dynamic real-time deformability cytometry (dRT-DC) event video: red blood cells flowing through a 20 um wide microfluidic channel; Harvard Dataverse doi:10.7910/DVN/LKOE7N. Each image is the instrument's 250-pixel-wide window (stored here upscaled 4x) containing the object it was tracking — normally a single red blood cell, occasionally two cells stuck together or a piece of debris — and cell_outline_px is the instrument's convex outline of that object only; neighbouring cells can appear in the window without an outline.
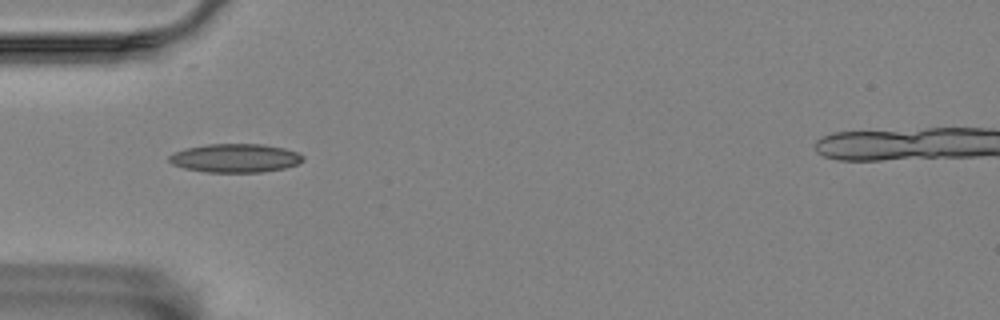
{"species": "Egyptian fruit bat (a non-hibernating species)", "species_latin": "Rousettus aegyptiacus", "temperature_condition": "room temperature", "stored_images_in_passage": 5, "camera_frame_rate_fps": 3000, "um_per_image_px": 0.085, "animal": {"sex": "female"}, "frame": {"image": 1, "passage_image": 1, "time_ms": 0.0, "image_size_px": [1000, 320], "cell_outline_px": [[304, 160], [296, 164], [284, 168], [260, 172], [208, 172], [184, 168], [172, 164], [168, 160], [168, 156], [172, 152], [188, 148], [208, 144], [264, 144], [284, 148], [296, 152], [304, 156]], "centroid_in_image_um": [19.98, 13.43], "position_along_channel_um": 65.0, "area_um2": 22.25}}
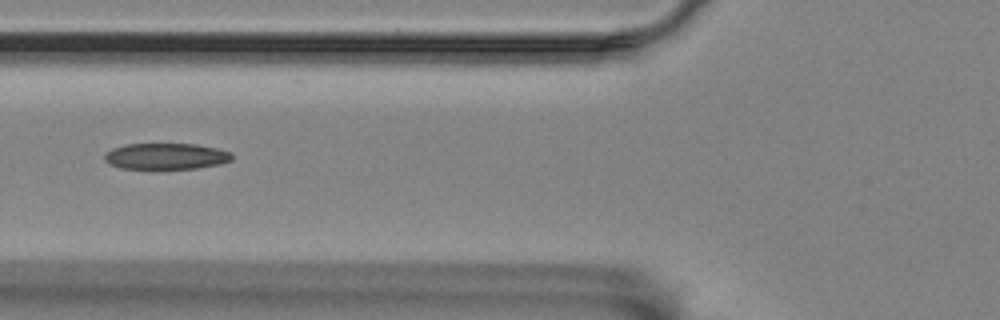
{"frame": {"image": 2, "passage_image": 2, "time_ms": 1.333, "image_size_px": [1000, 320], "cell_outline_px": [[232, 160], [220, 164], [196, 168], [152, 172], [120, 168], [108, 164], [104, 160], [104, 152], [112, 148], [124, 144], [196, 144], [216, 148], [232, 152]], "centroid_in_image_um": [14.03, 13.33], "position_along_channel_um": 111.8, "area_um2": 20.58}}
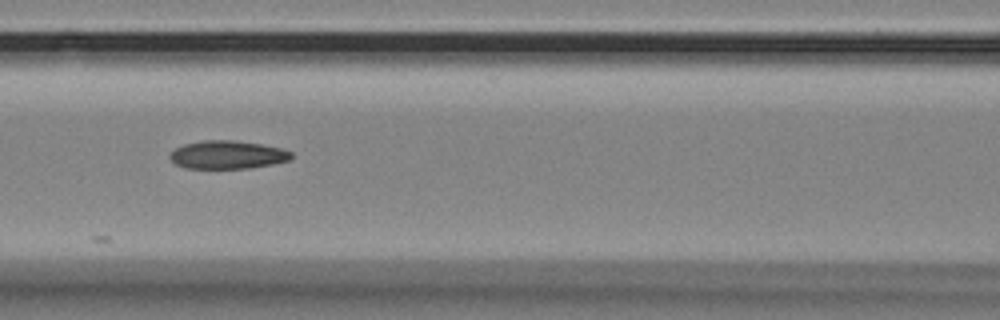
{"frame": {"image": 3, "passage_image": 3, "time_ms": 2.333, "image_size_px": [1000, 320], "cell_outline_px": [[292, 156], [288, 160], [272, 164], [248, 168], [188, 168], [176, 164], [168, 156], [176, 148], [184, 144], [204, 140], [232, 140], [260, 144], [280, 148], [292, 152]], "centroid_in_image_um": [19.32, 13.15], "position_along_channel_um": 147.3, "area_um2": 19.65}}